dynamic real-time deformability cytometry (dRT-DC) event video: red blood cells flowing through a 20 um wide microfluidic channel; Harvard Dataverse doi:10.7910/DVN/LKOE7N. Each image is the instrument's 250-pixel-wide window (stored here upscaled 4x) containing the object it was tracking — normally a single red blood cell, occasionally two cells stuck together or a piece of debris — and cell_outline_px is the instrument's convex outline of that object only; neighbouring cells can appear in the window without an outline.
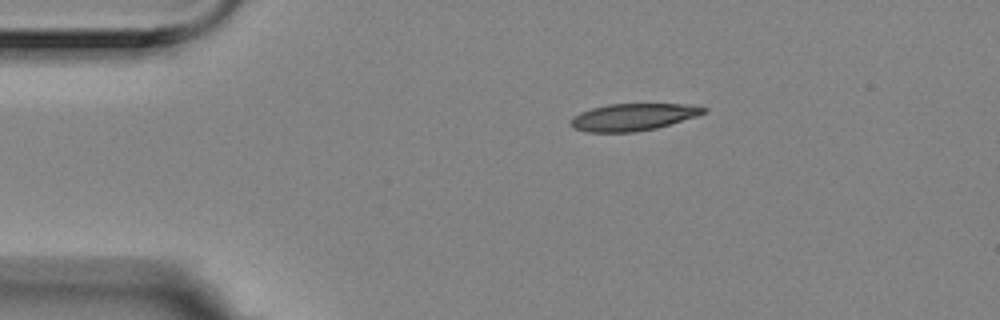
{"species": "Egyptian fruit bat (a non-hibernating species)", "species_latin": "Rousettus aegyptiacus", "temperature_condition": "room temperature", "stored_images_in_passage": 2, "camera_frame_rate_fps": 3000, "um_per_image_px": 0.085, "animal": {"sex": "female"}, "frame": {"image": 1, "passage_image": 1, "time_ms": 0.0, "image_size_px": [1000, 320], "cell_outline_px": [[708, 112], [696, 116], [656, 128], [636, 132], [588, 132], [572, 128], [572, 116], [580, 112], [592, 108], [608, 104], [684, 104], [708, 108]], "centroid_in_image_um": [53.8, 9.95], "position_along_channel_um": 31.2, "area_um2": 20.87}}